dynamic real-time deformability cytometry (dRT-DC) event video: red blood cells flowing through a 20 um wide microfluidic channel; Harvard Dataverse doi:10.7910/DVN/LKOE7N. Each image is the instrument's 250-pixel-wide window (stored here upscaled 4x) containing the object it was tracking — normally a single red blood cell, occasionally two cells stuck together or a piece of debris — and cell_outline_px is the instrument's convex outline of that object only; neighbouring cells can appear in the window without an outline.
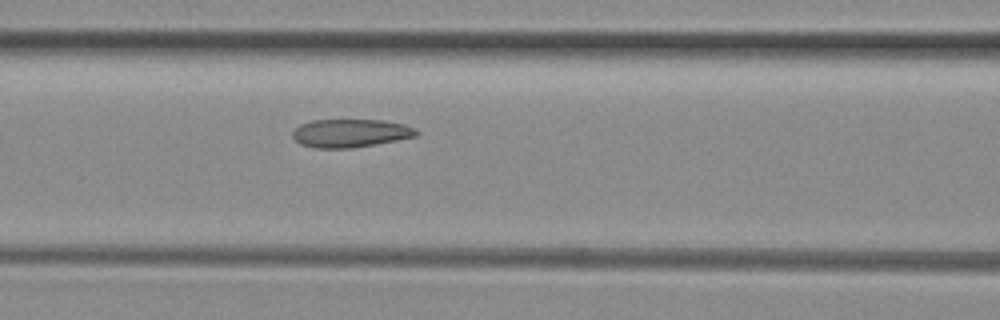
{"species": "common noctule bat (a hibernating species)", "species_latin": "Nyctalus noctula", "temperature_condition": "room temperature", "stored_images_in_passage": 6, "camera_frame_rate_fps": 3000, "um_per_image_px": 0.085, "animal": {"sex": "female", "body_mass_g": 29.2, "forearm_length_mm": 56.3}, "frame": {"image": 1, "passage_image": 6, "time_ms": 1.667, "image_size_px": [1000, 320], "cell_outline_px": [[420, 132], [416, 136], [376, 144], [352, 148], [312, 148], [300, 144], [292, 136], [292, 132], [300, 124], [312, 120], [384, 120], [404, 124], [416, 128]], "centroid_in_image_um": [29.79, 11.32], "position_along_channel_um": 136.8, "area_um2": 20.46}}